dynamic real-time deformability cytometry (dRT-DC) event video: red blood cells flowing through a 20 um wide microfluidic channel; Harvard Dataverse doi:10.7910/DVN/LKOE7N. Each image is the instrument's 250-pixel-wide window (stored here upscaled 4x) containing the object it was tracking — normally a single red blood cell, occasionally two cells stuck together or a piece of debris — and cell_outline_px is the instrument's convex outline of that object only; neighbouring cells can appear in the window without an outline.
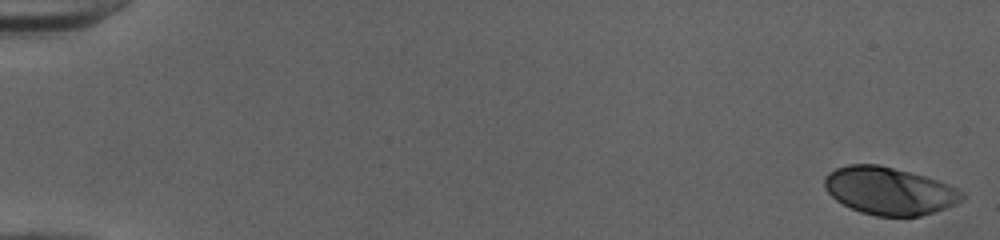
{"species": "human", "species_latin": "Homo sapiens", "temperature_condition": "cold", "stored_images_in_passage": 52, "camera_frame_rate_fps": 3000, "um_per_image_px": 0.085, "donor": {"sex": "female"}, "frame": {"image": 1, "passage_image": 1, "time_ms": 0.0, "image_size_px": [1000, 240], "cell_outline_px": [[964, 196], [956, 204], [948, 208], [920, 216], [876, 216], [860, 212], [836, 200], [824, 188], [824, 176], [828, 172], [836, 168], [848, 164], [880, 164], [924, 176], [948, 184], [964, 192]], "centroid_in_image_um": [75.57, 16.22], "position_along_channel_um": 9.4, "area_um2": 38.15}}
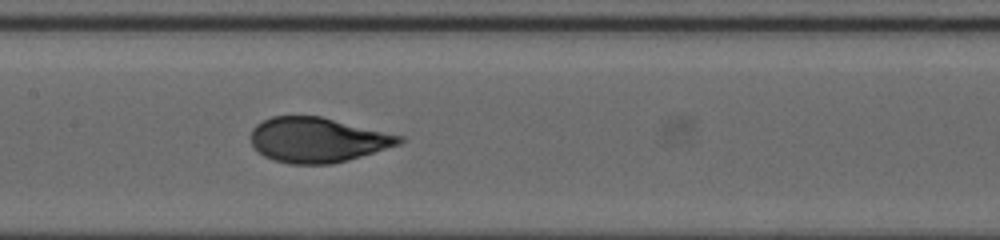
{"frame": {"image": 2, "passage_image": 27, "time_ms": 8.667, "image_size_px": [1000, 240], "cell_outline_px": [[404, 140], [400, 144], [348, 160], [332, 164], [288, 164], [272, 160], [264, 156], [252, 144], [252, 128], [256, 124], [272, 116], [320, 116], [404, 136]], "centroid_in_image_um": [26.99, 11.89], "position_along_channel_um": 180.4, "area_um2": 38.73}}
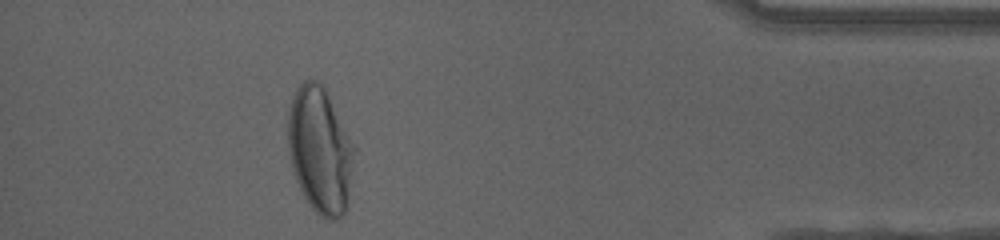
{"frame": {"image": 3, "passage_image": 47, "time_ms": 15.333, "image_size_px": [1000, 240], "cell_outline_px": [[356, 152], [348, 200], [344, 212], [336, 220], [328, 220], [320, 216], [308, 204], [296, 180], [292, 168], [288, 148], [288, 112], [296, 88], [304, 80], [316, 80], [324, 88], [356, 148]], "centroid_in_image_um": [27.21, 12.79], "position_along_channel_um": 408.0, "area_um2": 48.67}, "authors_computed_cell_mechanics": {"area_um2": 39.0728, "velocity_mm_per_s": 4.0192, "shape_relaxation_time_tau1_ms": 4.2588, "shape_relaxation_time_tau2_ms": null, "deformation_change_tau1": 0.2029, "deformation_change_tau2": null}}